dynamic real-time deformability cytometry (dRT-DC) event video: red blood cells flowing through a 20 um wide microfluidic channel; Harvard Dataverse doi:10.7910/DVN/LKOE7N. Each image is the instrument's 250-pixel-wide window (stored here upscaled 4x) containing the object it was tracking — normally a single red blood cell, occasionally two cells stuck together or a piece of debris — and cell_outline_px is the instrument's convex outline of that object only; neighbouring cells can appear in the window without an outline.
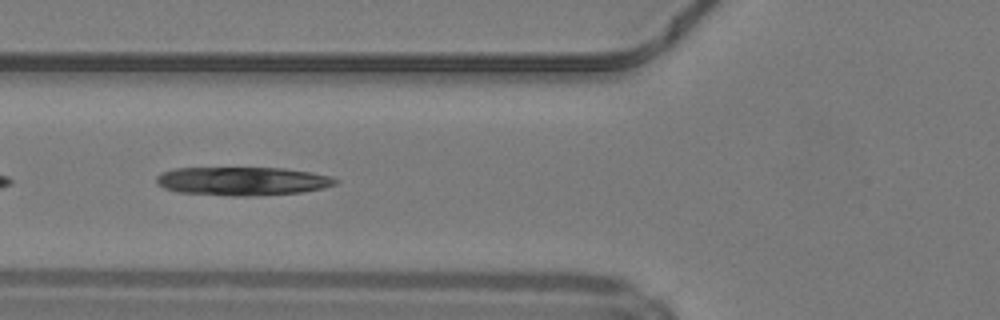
{"species": "common noctule bat (a hibernating species)", "species_latin": "Nyctalus noctula", "temperature_condition": "warm", "stored_images_in_passage": 47, "camera_frame_rate_fps": 3000, "um_per_image_px": 0.085, "animal": {"sex": "male", "body_mass_g": 19.2, "forearm_length_mm": 51.8}, "frame": {"image": 1, "passage_image": 17, "time_ms": 5.333, "image_size_px": [1000, 320], "cell_outline_px": [[340, 180], [336, 184], [324, 188], [300, 192], [248, 196], [232, 196], [176, 192], [164, 188], [156, 184], [156, 176], [160, 172], [176, 168], [284, 168], [312, 172], [332, 176]], "centroid_in_image_um": [20.6, 15.39], "position_along_channel_um": 105.2, "area_um2": 30.0}}
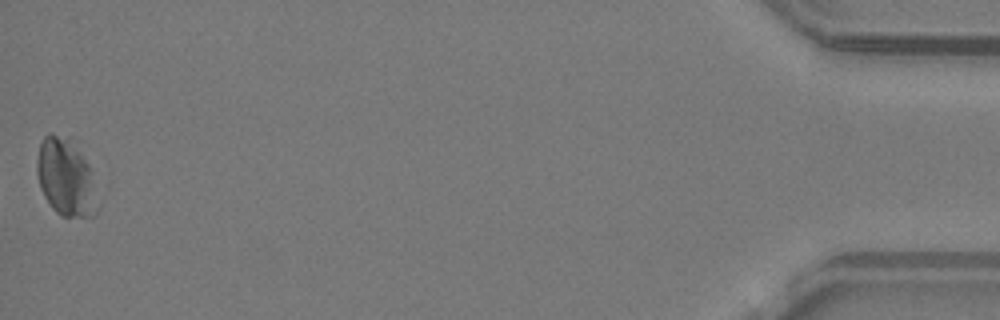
{"frame": {"image": 2, "passage_image": 47, "time_ms": 15.333, "image_size_px": [1000, 320], "cell_outline_px": [[100, 208], [92, 216], [60, 216], [52, 208], [44, 196], [40, 188], [36, 172], [36, 160], [40, 144], [44, 136], [48, 132], [52, 132], [68, 136], [92, 168], [100, 204]], "centroid_in_image_um": [5.62, 15.07], "position_along_channel_um": 429.6, "area_um2": 28.15}}